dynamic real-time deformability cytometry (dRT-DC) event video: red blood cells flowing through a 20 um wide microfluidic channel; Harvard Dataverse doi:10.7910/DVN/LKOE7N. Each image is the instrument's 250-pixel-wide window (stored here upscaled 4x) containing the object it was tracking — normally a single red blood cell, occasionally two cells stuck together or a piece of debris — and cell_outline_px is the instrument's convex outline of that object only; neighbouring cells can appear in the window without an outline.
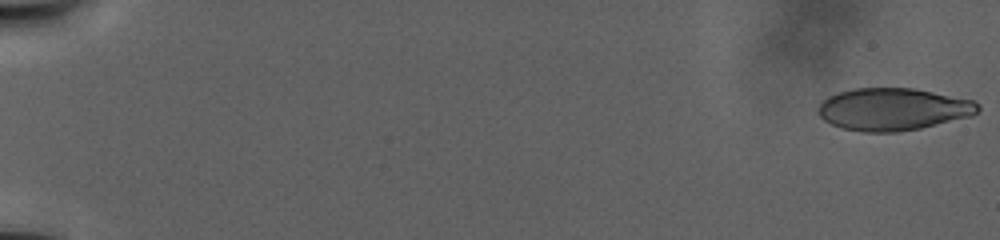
{"species": "human", "species_latin": "Homo sapiens", "temperature_condition": "warm", "stored_images_in_passage": 63, "camera_frame_rate_fps": 3000, "um_per_image_px": 0.085, "donor": {"sex": "male"}, "frame": {"image": 1, "passage_image": 1, "time_ms": 0.0, "image_size_px": [1000, 240], "cell_outline_px": [[980, 108], [972, 116], [920, 128], [896, 132], [860, 132], [840, 128], [824, 120], [816, 112], [816, 108], [828, 96], [840, 92], [856, 88], [912, 88], [972, 100], [980, 104]], "centroid_in_image_um": [75.88, 9.29], "position_along_channel_um": 9.1, "area_um2": 39.36}}
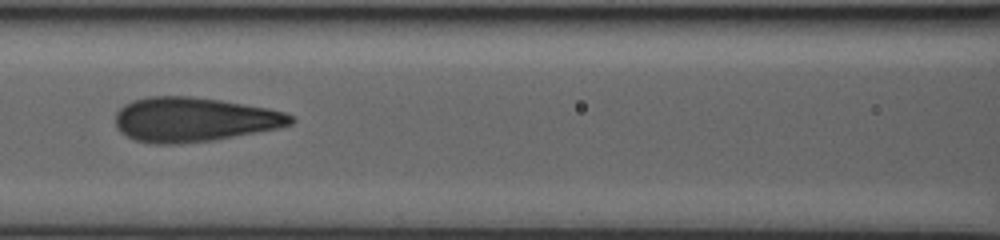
{"frame": {"image": 2, "passage_image": 36, "time_ms": 21.333, "image_size_px": [1000, 240], "cell_outline_px": [[296, 120], [292, 124], [280, 128], [216, 140], [180, 144], [156, 144], [136, 140], [120, 132], [116, 128], [116, 112], [124, 104], [132, 100], [148, 96], [192, 96], [220, 100], [268, 108], [284, 112], [292, 116]], "centroid_in_image_um": [16.49, 10.16], "position_along_channel_um": 150.1, "area_um2": 45.72}}
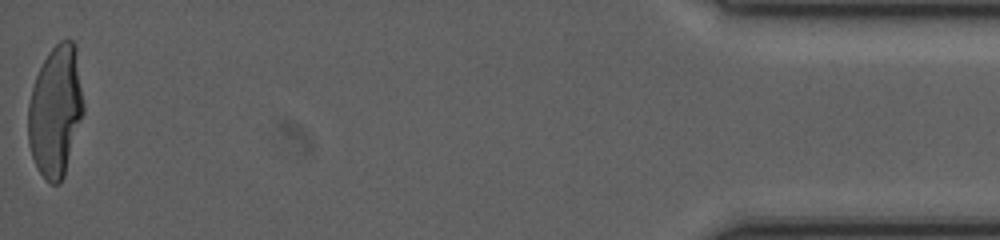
{"frame": {"image": 3, "passage_image": 63, "time_ms": 43.333, "image_size_px": [1000, 240], "cell_outline_px": [[84, 112], [64, 176], [60, 184], [48, 184], [40, 172], [32, 156], [28, 144], [28, 104], [32, 88], [36, 76], [48, 52], [60, 40], [72, 40], [76, 44], [84, 104]], "centroid_in_image_um": [4.73, 9.44], "position_along_channel_um": 430.5, "area_um2": 42.43}}